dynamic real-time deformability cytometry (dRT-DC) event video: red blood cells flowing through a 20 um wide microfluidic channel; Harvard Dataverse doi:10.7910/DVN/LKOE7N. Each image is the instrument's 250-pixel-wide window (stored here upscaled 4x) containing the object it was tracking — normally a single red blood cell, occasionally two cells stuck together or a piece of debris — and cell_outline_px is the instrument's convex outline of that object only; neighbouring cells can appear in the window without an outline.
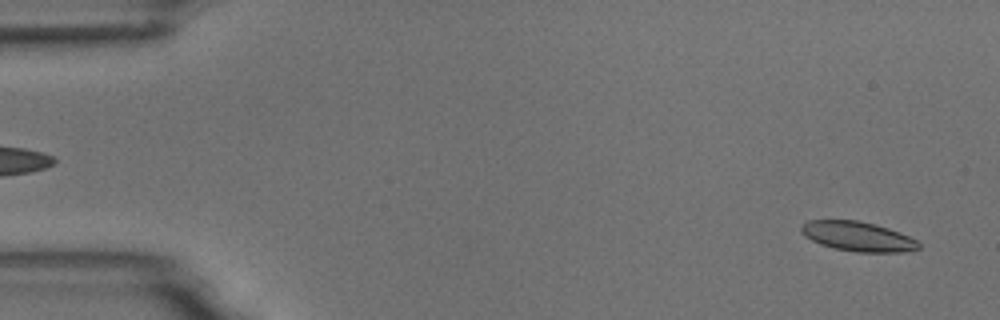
{"species": "common noctule bat (a hibernating species)", "species_latin": "Nyctalus noctula", "temperature_condition": "room temperature", "stored_images_in_passage": 6, "segment_of_instrument_passage": [2, 2], "camera_frame_rate_fps": 3000, "um_per_image_px": 0.085, "animal": {"sex": "male", "body_mass_g": 18.8}, "frame": {"image": 1, "passage_image": 6, "time_ms": 5.667, "image_size_px": [1000, 320], "cell_outline_px": [[920, 248], [904, 252], [856, 252], [836, 248], [820, 244], [804, 236], [800, 232], [800, 228], [808, 220], [860, 220], [876, 224], [900, 232], [916, 240], [920, 244]], "centroid_in_image_um": [72.91, 20.09], "position_along_channel_um": 12.1, "area_um2": 20.29}}